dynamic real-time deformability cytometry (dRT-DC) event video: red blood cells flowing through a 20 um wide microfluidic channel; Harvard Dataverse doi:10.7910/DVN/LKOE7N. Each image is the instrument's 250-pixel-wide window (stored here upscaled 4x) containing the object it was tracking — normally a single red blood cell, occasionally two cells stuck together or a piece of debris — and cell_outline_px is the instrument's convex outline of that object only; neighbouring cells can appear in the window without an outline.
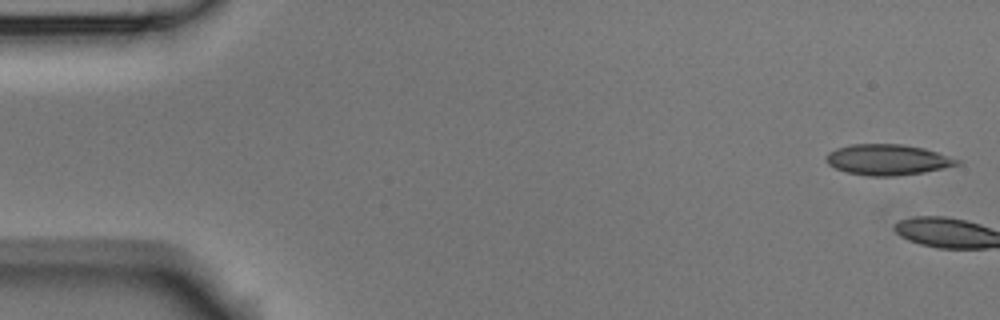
{"species": "Egyptian fruit bat (a non-hibernating species)", "species_latin": "Rousettus aegyptiacus", "temperature_condition": "room temperature", "stored_images_in_passage": 6, "camera_frame_rate_fps": 3000, "um_per_image_px": 0.085, "animal": {"sex": "male"}, "frame": {"image": 1, "passage_image": 1, "time_ms": 0.0, "image_size_px": [1000, 320], "cell_outline_px": [[964, 160], [960, 164], [944, 168], [924, 172], [896, 176], [868, 176], [848, 172], [836, 168], [828, 164], [824, 160], [824, 156], [828, 152], [836, 148], [852, 144], [900, 144], [924, 148]], "centroid_in_image_um": [75.46, 13.57], "position_along_channel_um": 9.5, "area_um2": 23.64}}
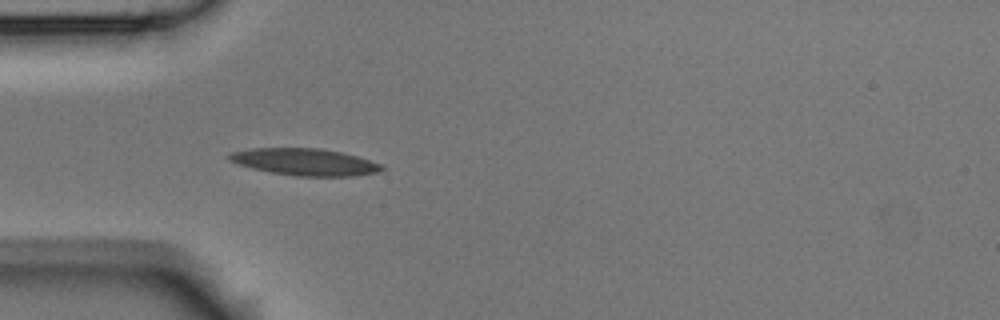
{"frame": {"image": 2, "passage_image": 6, "time_ms": 1.667, "image_size_px": [1000, 320], "cell_outline_px": [[384, 168], [380, 172], [352, 176], [296, 176], [272, 172], [252, 168], [236, 164], [228, 160], [228, 156], [232, 152], [252, 148], [316, 148], [340, 152], [356, 156], [380, 164]], "centroid_in_image_um": [25.88, 13.77], "position_along_channel_um": 59.1, "area_um2": 23.7}}